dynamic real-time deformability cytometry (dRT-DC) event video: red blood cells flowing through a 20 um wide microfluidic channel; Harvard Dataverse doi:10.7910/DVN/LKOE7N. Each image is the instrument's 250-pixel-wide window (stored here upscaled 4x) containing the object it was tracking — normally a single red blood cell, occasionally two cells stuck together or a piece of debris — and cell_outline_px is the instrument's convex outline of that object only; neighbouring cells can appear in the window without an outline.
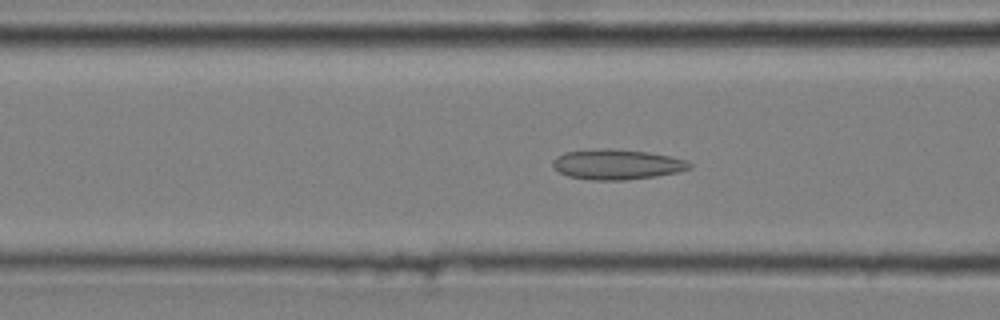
{"species": "common noctule bat (a hibernating species)", "species_latin": "Nyctalus noctula", "temperature_condition": "cold", "stored_images_in_passage": 45, "camera_frame_rate_fps": 3000, "um_per_image_px": 0.085, "animal": {"sex": "male", "body_mass_g": 20.4}, "frame": {"image": 1, "passage_image": 19, "time_ms": 6.0, "image_size_px": [1000, 320], "cell_outline_px": [[692, 168], [676, 172], [656, 176], [624, 180], [592, 180], [568, 176], [560, 172], [552, 164], [552, 160], [556, 156], [564, 152], [588, 148], [612, 148], [648, 152], [688, 160], [692, 164]], "centroid_in_image_um": [52.41, 13.95], "position_along_channel_um": 114.2, "area_um2": 24.28}}
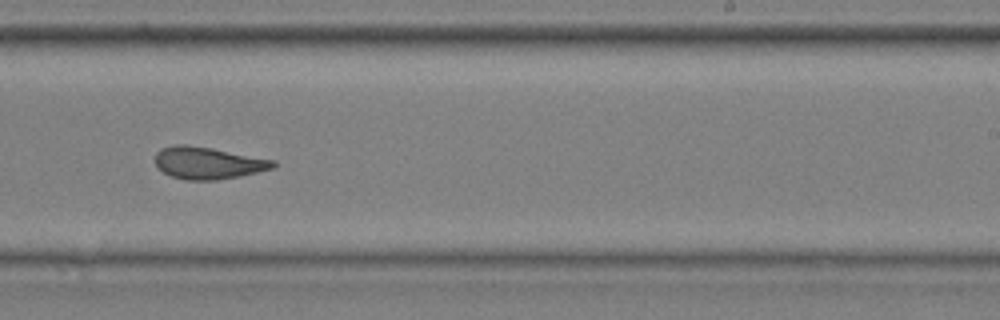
{"frame": {"image": 2, "passage_image": 32, "time_ms": 10.333, "image_size_px": [1000, 320], "cell_outline_px": [[276, 164], [272, 168], [240, 176], [216, 180], [184, 180], [172, 176], [164, 172], [156, 164], [156, 152], [160, 148], [172, 144], [184, 144], [212, 148], [276, 160]], "centroid_in_image_um": [17.67, 13.84], "position_along_channel_um": 271.3, "area_um2": 22.02}}
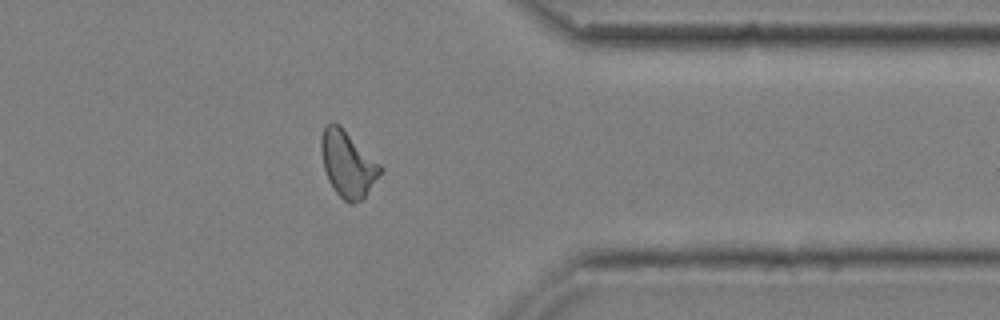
{"frame": {"image": 3, "passage_image": 42, "time_ms": 13.667, "image_size_px": [1000, 320], "cell_outline_px": [[384, 168], [364, 196], [360, 200], [352, 204], [348, 204], [336, 192], [328, 180], [324, 168], [320, 148], [320, 140], [324, 124], [332, 120], [340, 124]], "centroid_in_image_um": [29.52, 13.88], "position_along_channel_um": 381.9, "area_um2": 22.77}, "authors_computed_cell_mechanics": {"area_um2": 22.7732, "velocity_mm_per_s": 3.6353, "shape_relaxation_time_tau1_ms": null, "shape_relaxation_time_tau2_ms": 2.2894, "deformation_change_tau1": null, "deformation_change_tau2": 0.0984}}